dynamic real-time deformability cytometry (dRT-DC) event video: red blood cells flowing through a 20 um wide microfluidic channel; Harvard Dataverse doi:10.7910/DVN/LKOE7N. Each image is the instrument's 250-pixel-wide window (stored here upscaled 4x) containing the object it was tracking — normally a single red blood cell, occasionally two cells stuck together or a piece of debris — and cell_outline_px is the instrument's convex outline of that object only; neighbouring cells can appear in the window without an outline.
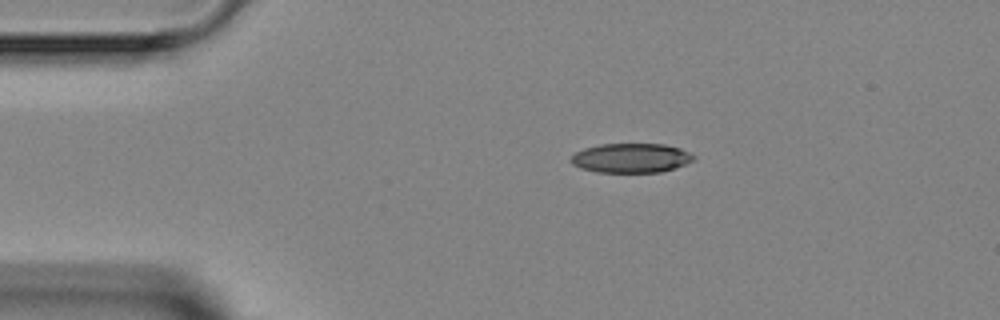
{"species": "Egyptian fruit bat (a non-hibernating species)", "species_latin": "Rousettus aegyptiacus", "temperature_condition": "room temperature", "stored_images_in_passage": 2, "camera_frame_rate_fps": 3000, "um_per_image_px": 0.085, "animal": {"sex": "female"}, "frame": {"image": 1, "passage_image": 1, "time_ms": 0.0, "image_size_px": [1000, 320], "cell_outline_px": [[696, 156], [692, 160], [684, 164], [660, 172], [596, 172], [580, 168], [572, 164], [568, 160], [576, 152], [584, 148], [600, 144], [664, 144], [680, 148]], "centroid_in_image_um": [53.59, 13.43], "position_along_channel_um": 31.4, "area_um2": 20.92}}